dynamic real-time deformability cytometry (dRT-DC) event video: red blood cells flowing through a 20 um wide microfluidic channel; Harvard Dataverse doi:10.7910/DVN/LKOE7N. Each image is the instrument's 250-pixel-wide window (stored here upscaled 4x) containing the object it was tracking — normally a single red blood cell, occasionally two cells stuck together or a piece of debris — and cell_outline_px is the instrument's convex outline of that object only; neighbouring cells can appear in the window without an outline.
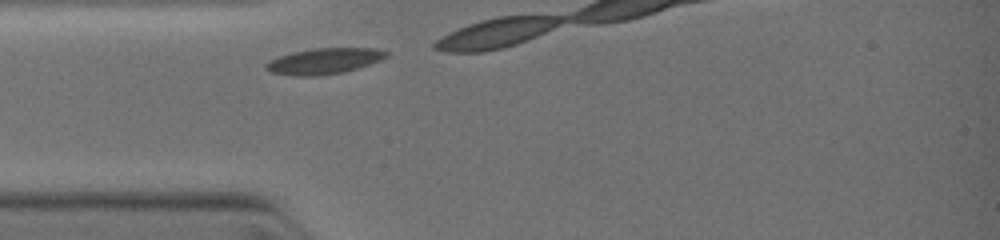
{"species": "common noctule bat (a hibernating species)", "species_latin": "Nyctalus noctula", "temperature_condition": "warm", "stored_images_in_passage": 4, "camera_frame_rate_fps": 3000, "um_per_image_px": 0.085, "animal": {"sex": "female", "body_mass_g": 19.0, "forearm_length_mm": 51.5}, "frame": {"image": 1, "passage_image": 1, "time_ms": 0.0, "image_size_px": [1000, 240], "cell_outline_px": [[388, 56], [380, 60], [344, 72], [312, 76], [296, 76], [272, 72], [264, 68], [264, 64], [268, 60], [292, 52], [312, 48], [376, 48], [388, 52]], "centroid_in_image_um": [27.51, 5.18], "position_along_channel_um": 57.5, "area_um2": 18.03}}